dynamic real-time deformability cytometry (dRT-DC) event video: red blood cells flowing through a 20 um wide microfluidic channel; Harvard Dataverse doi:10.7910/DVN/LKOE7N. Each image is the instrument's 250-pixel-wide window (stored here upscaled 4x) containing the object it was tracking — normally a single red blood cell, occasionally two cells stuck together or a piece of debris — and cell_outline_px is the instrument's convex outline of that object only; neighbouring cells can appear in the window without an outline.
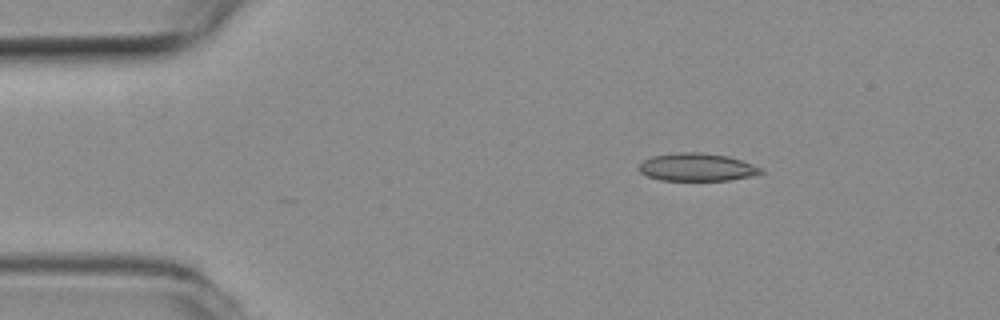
{"species": "common noctule bat (a hibernating species)", "species_latin": "Nyctalus noctula", "temperature_condition": "room temperature", "stored_images_in_passage": 6, "camera_frame_rate_fps": 3000, "um_per_image_px": 0.085, "animal": {"sex": "female", "body_mass_g": 19.3, "forearm_length_mm": 54.1}, "frame": {"image": 1, "passage_image": 3, "time_ms": 0.667, "image_size_px": [1000, 320], "cell_outline_px": [[764, 172], [752, 176], [728, 180], [660, 180], [648, 176], [640, 172], [640, 164], [644, 160], [652, 156], [680, 152], [700, 152], [728, 156], [752, 164], [760, 168]], "centroid_in_image_um": [59.24, 14.21], "position_along_channel_um": 25.8, "area_um2": 19.54}}
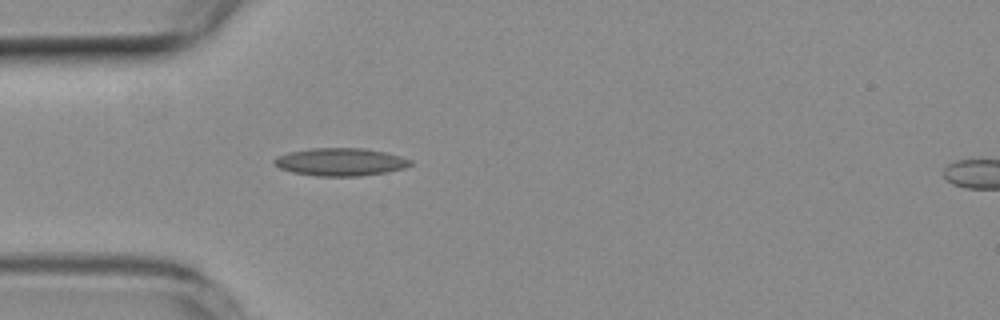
{"frame": {"image": 2, "passage_image": 5, "time_ms": 1.333, "image_size_px": [1000, 320], "cell_outline_px": [[412, 164], [404, 168], [384, 172], [360, 176], [316, 176], [292, 172], [280, 168], [272, 160], [276, 156], [288, 152], [308, 148], [364, 148], [384, 152], [400, 156], [412, 160]], "centroid_in_image_um": [28.91, 13.76], "position_along_channel_um": 56.1, "area_um2": 22.02}}